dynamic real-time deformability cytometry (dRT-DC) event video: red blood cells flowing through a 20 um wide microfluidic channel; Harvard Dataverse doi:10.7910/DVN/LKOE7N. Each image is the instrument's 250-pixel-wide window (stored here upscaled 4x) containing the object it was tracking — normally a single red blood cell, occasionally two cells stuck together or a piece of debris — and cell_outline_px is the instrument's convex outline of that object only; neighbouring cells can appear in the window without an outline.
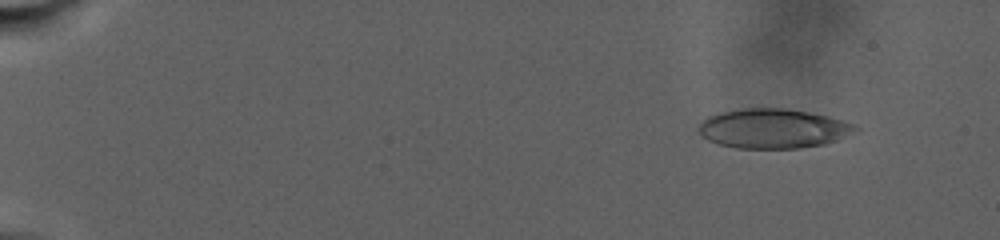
{"species": "human", "species_latin": "Homo sapiens", "temperature_condition": "warm", "stored_images_in_passage": 63, "camera_frame_rate_fps": 3000, "um_per_image_px": 0.085, "donor": {"sex": "male"}, "frame": {"image": 1, "passage_image": 8, "time_ms": 3.0, "image_size_px": [1000, 240], "cell_outline_px": [[860, 128], [856, 132], [836, 140], [824, 144], [800, 148], [736, 148], [720, 144], [708, 140], [700, 136], [696, 128], [708, 116], [720, 112], [744, 108], [784, 108], [808, 112], [828, 116], [844, 120]], "centroid_in_image_um": [65.7, 10.92], "position_along_channel_um": 19.3, "area_um2": 36.18}}
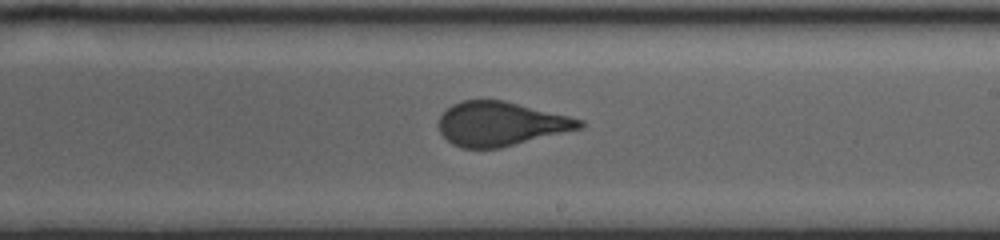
{"frame": {"image": 2, "passage_image": 40, "time_ms": 18.667, "image_size_px": [1000, 240], "cell_outline_px": [[584, 128], [500, 148], [464, 148], [452, 144], [440, 132], [440, 116], [452, 104], [460, 100], [504, 100], [584, 120]], "centroid_in_image_um": [42.59, 10.53], "position_along_channel_um": 246.4, "area_um2": 36.07}}
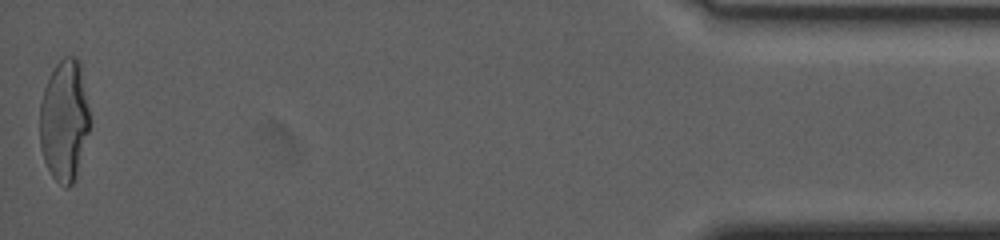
{"frame": {"image": 3, "passage_image": 63, "time_ms": 29.333, "image_size_px": [1000, 240], "cell_outline_px": [[88, 132], [76, 176], [72, 184], [68, 188], [64, 188], [52, 176], [44, 160], [40, 148], [40, 100], [44, 88], [56, 64], [64, 56], [76, 56], [80, 60], [88, 108]], "centroid_in_image_um": [5.45, 10.23], "position_along_channel_um": 429.8, "area_um2": 35.14}}